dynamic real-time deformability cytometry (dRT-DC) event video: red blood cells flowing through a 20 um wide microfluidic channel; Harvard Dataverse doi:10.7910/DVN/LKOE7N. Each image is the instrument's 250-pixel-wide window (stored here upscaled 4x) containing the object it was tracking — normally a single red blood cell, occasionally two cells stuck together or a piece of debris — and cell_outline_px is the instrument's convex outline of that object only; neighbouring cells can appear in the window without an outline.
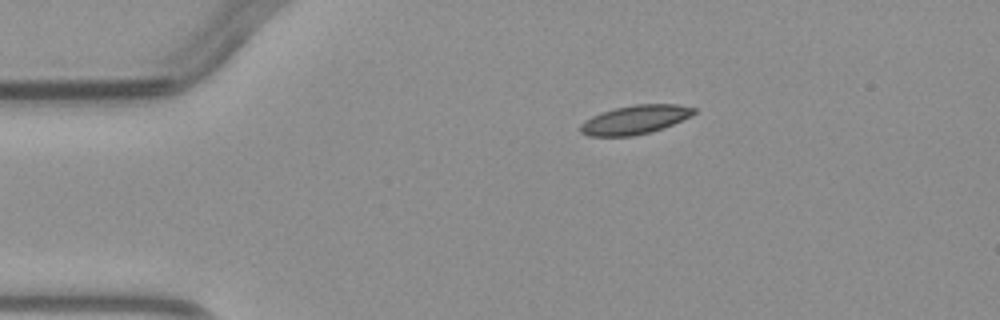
{"species": "common noctule bat (a hibernating species)", "species_latin": "Nyctalus noctula", "temperature_condition": "warm", "stored_images_in_passage": 2, "camera_frame_rate_fps": 3000, "um_per_image_px": 0.085, "animal": {"sex": "male", "body_mass_g": 23.1, "forearm_length_mm": 52.7}, "frame": {"image": 1, "passage_image": 1, "time_ms": 0.0, "image_size_px": [1000, 320], "cell_outline_px": [[696, 112], [692, 116], [672, 124], [648, 132], [632, 136], [588, 136], [580, 132], [580, 124], [584, 120], [600, 112], [616, 108], [636, 104], [680, 104], [696, 108]], "centroid_in_image_um": [53.96, 10.16], "position_along_channel_um": 31.0, "area_um2": 19.02}}